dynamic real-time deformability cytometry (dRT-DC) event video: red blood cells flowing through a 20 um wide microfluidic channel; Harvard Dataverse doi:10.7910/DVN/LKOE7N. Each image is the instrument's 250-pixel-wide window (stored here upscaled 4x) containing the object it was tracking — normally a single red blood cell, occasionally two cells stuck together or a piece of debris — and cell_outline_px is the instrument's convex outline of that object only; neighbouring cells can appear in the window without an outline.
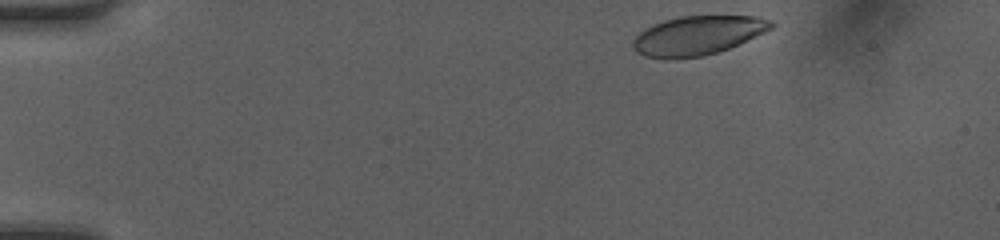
{"species": "human", "species_latin": "Homo sapiens", "temperature_condition": "room temperature", "stored_images_in_passage": 36, "camera_frame_rate_fps": 3000, "um_per_image_px": 0.085, "donor": {"sex": "female"}, "frame": {"image": 1, "passage_image": 1, "time_ms": 0.0, "image_size_px": [1000, 240], "cell_outline_px": [[776, 24], [772, 28], [764, 32], [728, 48], [716, 52], [700, 56], [668, 60], [664, 60], [644, 56], [636, 52], [632, 48], [632, 40], [644, 28], [652, 24], [664, 20], [680, 16], [756, 16], [772, 20]], "centroid_in_image_um": [59.24, 3.02], "position_along_channel_um": 25.8, "area_um2": 31.62}}
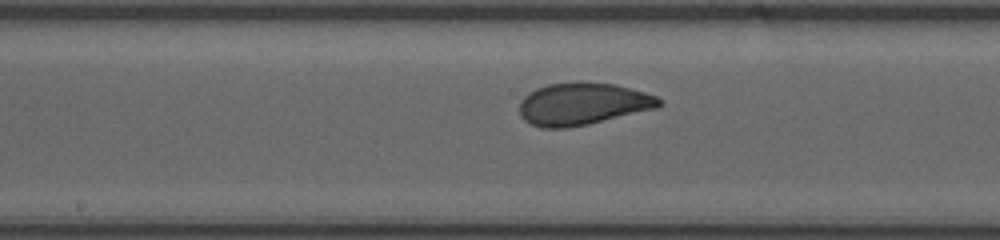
{"frame": {"image": 2, "passage_image": 20, "time_ms": 6.333, "image_size_px": [1000, 240], "cell_outline_px": [[664, 104], [656, 108], [588, 124], [568, 128], [540, 128], [524, 120], [520, 116], [520, 100], [528, 92], [536, 88], [548, 84], [580, 80], [616, 84], [644, 92], [656, 96], [664, 100]], "centroid_in_image_um": [49.52, 8.81], "position_along_channel_um": 198.7, "area_um2": 34.85}}
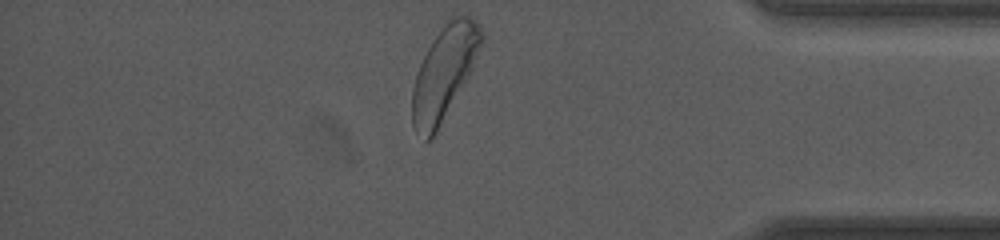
{"frame": {"image": 3, "passage_image": 36, "time_ms": 11.667, "image_size_px": [1000, 240], "cell_outline_px": [[484, 40], [472, 68], [432, 140], [424, 140], [412, 124], [412, 88], [420, 64], [428, 48], [436, 36], [452, 16], [468, 16], [476, 20], [484, 32]], "centroid_in_image_um": [37.76, 6.19], "position_along_channel_um": 397.4, "area_um2": 36.82}, "authors_computed_cell_mechanics": {"area_um2": 34.1887, "velocity_mm_per_s": 4.2138, "shape_relaxation_time_tau1_ms": 2.7449, "shape_relaxation_time_tau2_ms": null, "deformation_change_tau1": 0.1297, "deformation_change_tau2": null}}